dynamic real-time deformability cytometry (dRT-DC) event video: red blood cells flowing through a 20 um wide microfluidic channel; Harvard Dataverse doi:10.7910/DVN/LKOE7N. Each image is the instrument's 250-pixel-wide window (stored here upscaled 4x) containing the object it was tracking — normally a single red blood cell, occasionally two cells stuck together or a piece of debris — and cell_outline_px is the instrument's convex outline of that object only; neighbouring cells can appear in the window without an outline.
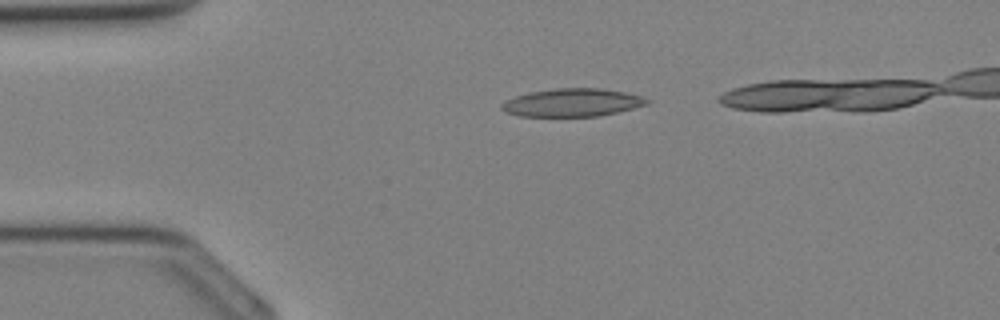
{"species": "Egyptian fruit bat (a non-hibernating species)", "species_latin": "Rousettus aegyptiacus", "temperature_condition": "cold", "stored_images_in_passage": 24, "camera_frame_rate_fps": 3000, "um_per_image_px": 0.085, "animal": {"sex": "female"}, "frame": {"image": 1, "passage_image": 1, "time_ms": 0.0, "image_size_px": [1000, 320], "cell_outline_px": [[652, 100], [648, 104], [616, 112], [596, 116], [520, 116], [504, 112], [500, 108], [500, 104], [516, 96], [528, 92], [556, 88], [600, 88], [624, 92], [640, 96]], "centroid_in_image_um": [48.62, 8.71], "position_along_channel_um": 36.4, "area_um2": 23.58}}
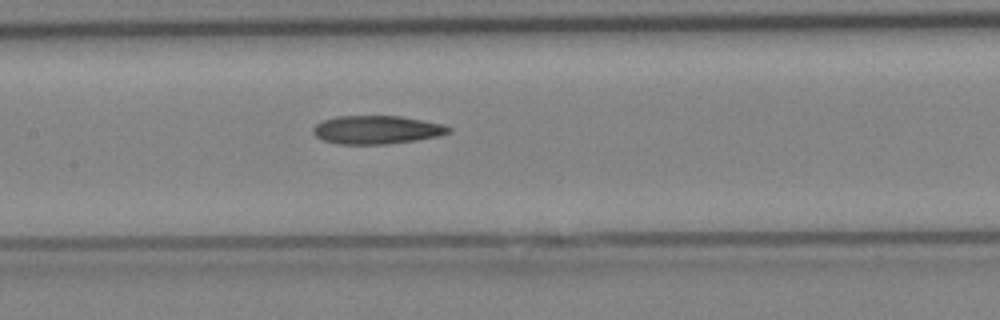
{"frame": {"image": 2, "passage_image": 10, "time_ms": 3.0, "image_size_px": [1000, 320], "cell_outline_px": [[452, 132], [440, 136], [416, 140], [388, 144], [336, 144], [324, 140], [316, 136], [312, 132], [312, 128], [316, 124], [324, 120], [336, 116], [400, 116], [444, 124], [452, 128]], "centroid_in_image_um": [32.05, 11.03], "position_along_channel_um": 175.4, "area_um2": 22.54}}
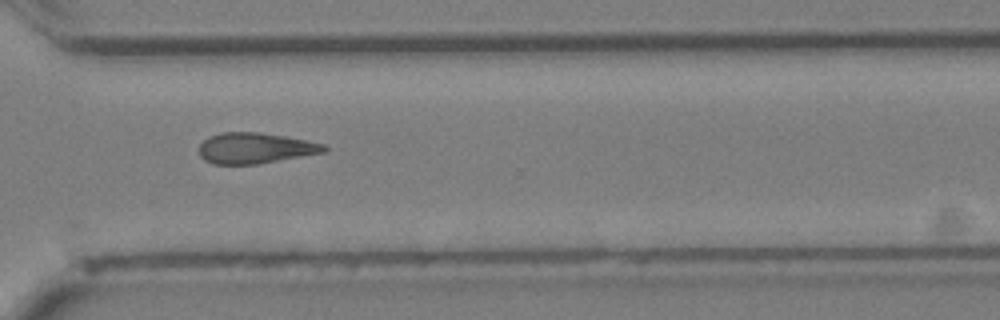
{"frame": {"image": 3, "passage_image": 19, "time_ms": 6.0, "image_size_px": [1000, 320], "cell_outline_px": [[328, 148], [324, 152], [260, 164], [212, 164], [204, 160], [200, 156], [200, 144], [208, 136], [220, 132], [260, 132], [284, 136], [324, 144]], "centroid_in_image_um": [21.65, 12.59], "position_along_channel_um": 348.9, "area_um2": 22.43}}